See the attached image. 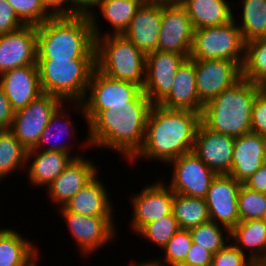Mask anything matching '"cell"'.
Returning a JSON list of instances; mask_svg holds the SVG:
<instances>
[{"instance_id":"7c38bea8","label":"cell","mask_w":266,"mask_h":266,"mask_svg":"<svg viewBox=\"0 0 266 266\" xmlns=\"http://www.w3.org/2000/svg\"><path fill=\"white\" fill-rule=\"evenodd\" d=\"M168 164L173 166L168 183L173 193L205 199L216 174L194 152L182 154Z\"/></svg>"},{"instance_id":"603a6c76","label":"cell","mask_w":266,"mask_h":266,"mask_svg":"<svg viewBox=\"0 0 266 266\" xmlns=\"http://www.w3.org/2000/svg\"><path fill=\"white\" fill-rule=\"evenodd\" d=\"M80 157L83 156L78 153L72 156L64 152L30 149L26 161L29 181L34 187H48L74 159Z\"/></svg>"},{"instance_id":"4316f807","label":"cell","mask_w":266,"mask_h":266,"mask_svg":"<svg viewBox=\"0 0 266 266\" xmlns=\"http://www.w3.org/2000/svg\"><path fill=\"white\" fill-rule=\"evenodd\" d=\"M194 29L225 24L233 19V5L226 0H181ZM232 8V9H231Z\"/></svg>"},{"instance_id":"9c48e42d","label":"cell","mask_w":266,"mask_h":266,"mask_svg":"<svg viewBox=\"0 0 266 266\" xmlns=\"http://www.w3.org/2000/svg\"><path fill=\"white\" fill-rule=\"evenodd\" d=\"M65 104L55 95L42 93L25 108L15 111L11 131L30 150L36 147L52 115Z\"/></svg>"},{"instance_id":"816d5d0a","label":"cell","mask_w":266,"mask_h":266,"mask_svg":"<svg viewBox=\"0 0 266 266\" xmlns=\"http://www.w3.org/2000/svg\"><path fill=\"white\" fill-rule=\"evenodd\" d=\"M252 266H263L260 262H254Z\"/></svg>"},{"instance_id":"f35d334b","label":"cell","mask_w":266,"mask_h":266,"mask_svg":"<svg viewBox=\"0 0 266 266\" xmlns=\"http://www.w3.org/2000/svg\"><path fill=\"white\" fill-rule=\"evenodd\" d=\"M18 18L25 25H40L53 15L46 9L42 0H7Z\"/></svg>"},{"instance_id":"bcb514c9","label":"cell","mask_w":266,"mask_h":266,"mask_svg":"<svg viewBox=\"0 0 266 266\" xmlns=\"http://www.w3.org/2000/svg\"><path fill=\"white\" fill-rule=\"evenodd\" d=\"M243 185L253 191L266 194V162Z\"/></svg>"},{"instance_id":"d4e9b609","label":"cell","mask_w":266,"mask_h":266,"mask_svg":"<svg viewBox=\"0 0 266 266\" xmlns=\"http://www.w3.org/2000/svg\"><path fill=\"white\" fill-rule=\"evenodd\" d=\"M98 174L64 206L84 216H113L110 195Z\"/></svg>"},{"instance_id":"e0dca14e","label":"cell","mask_w":266,"mask_h":266,"mask_svg":"<svg viewBox=\"0 0 266 266\" xmlns=\"http://www.w3.org/2000/svg\"><path fill=\"white\" fill-rule=\"evenodd\" d=\"M234 139L208 129L200 122L192 152L216 175H229L232 165Z\"/></svg>"},{"instance_id":"52a82bcc","label":"cell","mask_w":266,"mask_h":266,"mask_svg":"<svg viewBox=\"0 0 266 266\" xmlns=\"http://www.w3.org/2000/svg\"><path fill=\"white\" fill-rule=\"evenodd\" d=\"M245 44L242 32L233 18L222 25L196 29L189 59H228L242 66Z\"/></svg>"},{"instance_id":"7a4b0ae2","label":"cell","mask_w":266,"mask_h":266,"mask_svg":"<svg viewBox=\"0 0 266 266\" xmlns=\"http://www.w3.org/2000/svg\"><path fill=\"white\" fill-rule=\"evenodd\" d=\"M200 122L201 113L153 104L143 145L130 164L141 158H152L167 165L182 154L191 152Z\"/></svg>"},{"instance_id":"2e32d148","label":"cell","mask_w":266,"mask_h":266,"mask_svg":"<svg viewBox=\"0 0 266 266\" xmlns=\"http://www.w3.org/2000/svg\"><path fill=\"white\" fill-rule=\"evenodd\" d=\"M36 25L23 27L0 35V75L6 71L37 65Z\"/></svg>"},{"instance_id":"b9f144b4","label":"cell","mask_w":266,"mask_h":266,"mask_svg":"<svg viewBox=\"0 0 266 266\" xmlns=\"http://www.w3.org/2000/svg\"><path fill=\"white\" fill-rule=\"evenodd\" d=\"M251 132L266 137V88L256 97L251 114Z\"/></svg>"},{"instance_id":"f1b7e54d","label":"cell","mask_w":266,"mask_h":266,"mask_svg":"<svg viewBox=\"0 0 266 266\" xmlns=\"http://www.w3.org/2000/svg\"><path fill=\"white\" fill-rule=\"evenodd\" d=\"M63 105L64 104H62V106H60L56 110V112L52 115V117H51L46 129L41 134V137H40V140H39L38 144L34 148L35 150H40V151H42V150L43 151H58V152H64V153L70 154L69 151H71L70 150L71 145L66 144V143L64 144V142H62V139H63L62 135L63 136L66 135L68 138H71V135H68V134H70L72 132H73L72 134H74L75 133L74 131L76 130V127L75 128L73 127L74 124L72 123V121L70 119L71 117L66 115L65 112L67 111V109L65 108V105L64 106ZM64 109L66 111H64ZM67 116H68L67 120H64L63 118H65ZM62 120H64V121H62ZM52 139H54L55 143L53 142ZM59 140H61V141H59Z\"/></svg>"},{"instance_id":"ac0fdd59","label":"cell","mask_w":266,"mask_h":266,"mask_svg":"<svg viewBox=\"0 0 266 266\" xmlns=\"http://www.w3.org/2000/svg\"><path fill=\"white\" fill-rule=\"evenodd\" d=\"M164 182L148 184L142 192L132 197L134 217L131 218V227L134 233L144 225L172 213L174 193Z\"/></svg>"},{"instance_id":"7bdbcfd3","label":"cell","mask_w":266,"mask_h":266,"mask_svg":"<svg viewBox=\"0 0 266 266\" xmlns=\"http://www.w3.org/2000/svg\"><path fill=\"white\" fill-rule=\"evenodd\" d=\"M24 25L10 3L7 0H0V35L13 32Z\"/></svg>"},{"instance_id":"d590c367","label":"cell","mask_w":266,"mask_h":266,"mask_svg":"<svg viewBox=\"0 0 266 266\" xmlns=\"http://www.w3.org/2000/svg\"><path fill=\"white\" fill-rule=\"evenodd\" d=\"M179 229L178 221L171 213L144 225L137 234L142 235V238L144 237L162 249Z\"/></svg>"},{"instance_id":"484cf974","label":"cell","mask_w":266,"mask_h":266,"mask_svg":"<svg viewBox=\"0 0 266 266\" xmlns=\"http://www.w3.org/2000/svg\"><path fill=\"white\" fill-rule=\"evenodd\" d=\"M14 228L0 229V266H34L39 251Z\"/></svg>"},{"instance_id":"4dcf8cb0","label":"cell","mask_w":266,"mask_h":266,"mask_svg":"<svg viewBox=\"0 0 266 266\" xmlns=\"http://www.w3.org/2000/svg\"><path fill=\"white\" fill-rule=\"evenodd\" d=\"M142 0H101L98 8L105 20L112 26L109 35H122L129 27L131 19L135 16L137 9L142 5Z\"/></svg>"},{"instance_id":"e575fe53","label":"cell","mask_w":266,"mask_h":266,"mask_svg":"<svg viewBox=\"0 0 266 266\" xmlns=\"http://www.w3.org/2000/svg\"><path fill=\"white\" fill-rule=\"evenodd\" d=\"M189 231L193 243L199 244L213 254L224 248L228 243L225 238L230 237V230L228 228L211 220L192 228ZM223 232H227L228 236L225 237Z\"/></svg>"},{"instance_id":"60d3db41","label":"cell","mask_w":266,"mask_h":266,"mask_svg":"<svg viewBox=\"0 0 266 266\" xmlns=\"http://www.w3.org/2000/svg\"><path fill=\"white\" fill-rule=\"evenodd\" d=\"M100 1L101 0H69V16L89 17L95 38L103 35L102 33H99L100 31L98 29L100 28L97 27L98 19L96 20V18L98 16L92 11L94 7H98Z\"/></svg>"},{"instance_id":"f907efd6","label":"cell","mask_w":266,"mask_h":266,"mask_svg":"<svg viewBox=\"0 0 266 266\" xmlns=\"http://www.w3.org/2000/svg\"><path fill=\"white\" fill-rule=\"evenodd\" d=\"M260 263H261L263 266H266V255H265V257L260 261Z\"/></svg>"},{"instance_id":"1f68e13d","label":"cell","mask_w":266,"mask_h":266,"mask_svg":"<svg viewBox=\"0 0 266 266\" xmlns=\"http://www.w3.org/2000/svg\"><path fill=\"white\" fill-rule=\"evenodd\" d=\"M27 150L10 129L0 130V180L9 174L26 170Z\"/></svg>"},{"instance_id":"44dd1931","label":"cell","mask_w":266,"mask_h":266,"mask_svg":"<svg viewBox=\"0 0 266 266\" xmlns=\"http://www.w3.org/2000/svg\"><path fill=\"white\" fill-rule=\"evenodd\" d=\"M162 4L142 3L123 35L145 55L157 51Z\"/></svg>"},{"instance_id":"8d00e7d4","label":"cell","mask_w":266,"mask_h":266,"mask_svg":"<svg viewBox=\"0 0 266 266\" xmlns=\"http://www.w3.org/2000/svg\"><path fill=\"white\" fill-rule=\"evenodd\" d=\"M266 210V194L253 191L243 184L238 193L240 221L262 219Z\"/></svg>"},{"instance_id":"ba28073f","label":"cell","mask_w":266,"mask_h":266,"mask_svg":"<svg viewBox=\"0 0 266 266\" xmlns=\"http://www.w3.org/2000/svg\"><path fill=\"white\" fill-rule=\"evenodd\" d=\"M88 89L90 91H87L82 102H72L77 111H82L87 124L109 105L127 104L142 92L138 85L109 78L97 69L92 73Z\"/></svg>"},{"instance_id":"5b68a950","label":"cell","mask_w":266,"mask_h":266,"mask_svg":"<svg viewBox=\"0 0 266 266\" xmlns=\"http://www.w3.org/2000/svg\"><path fill=\"white\" fill-rule=\"evenodd\" d=\"M43 93L68 102H82L88 91L96 59H37Z\"/></svg>"},{"instance_id":"cb8c5ba5","label":"cell","mask_w":266,"mask_h":266,"mask_svg":"<svg viewBox=\"0 0 266 266\" xmlns=\"http://www.w3.org/2000/svg\"><path fill=\"white\" fill-rule=\"evenodd\" d=\"M169 109L203 110L196 89L195 65L188 58L178 68L171 91L158 103Z\"/></svg>"},{"instance_id":"d6986e66","label":"cell","mask_w":266,"mask_h":266,"mask_svg":"<svg viewBox=\"0 0 266 266\" xmlns=\"http://www.w3.org/2000/svg\"><path fill=\"white\" fill-rule=\"evenodd\" d=\"M266 162V137L248 132L234 139L229 175L244 184Z\"/></svg>"},{"instance_id":"8fae6325","label":"cell","mask_w":266,"mask_h":266,"mask_svg":"<svg viewBox=\"0 0 266 266\" xmlns=\"http://www.w3.org/2000/svg\"><path fill=\"white\" fill-rule=\"evenodd\" d=\"M59 209L76 245L85 255L98 251L99 248L115 239L117 230L114 216H84L69 211L64 206Z\"/></svg>"},{"instance_id":"83f0119b","label":"cell","mask_w":266,"mask_h":266,"mask_svg":"<svg viewBox=\"0 0 266 266\" xmlns=\"http://www.w3.org/2000/svg\"><path fill=\"white\" fill-rule=\"evenodd\" d=\"M230 237L243 253H246L244 248L250 251L248 256L252 261L260 262L265 257L266 222L263 219L239 221L230 231Z\"/></svg>"},{"instance_id":"ee69618b","label":"cell","mask_w":266,"mask_h":266,"mask_svg":"<svg viewBox=\"0 0 266 266\" xmlns=\"http://www.w3.org/2000/svg\"><path fill=\"white\" fill-rule=\"evenodd\" d=\"M213 253L199 244L192 243L184 263L181 266H208L211 265Z\"/></svg>"},{"instance_id":"3957f363","label":"cell","mask_w":266,"mask_h":266,"mask_svg":"<svg viewBox=\"0 0 266 266\" xmlns=\"http://www.w3.org/2000/svg\"><path fill=\"white\" fill-rule=\"evenodd\" d=\"M36 28L37 59H96L89 17L53 16Z\"/></svg>"},{"instance_id":"6da1fadb","label":"cell","mask_w":266,"mask_h":266,"mask_svg":"<svg viewBox=\"0 0 266 266\" xmlns=\"http://www.w3.org/2000/svg\"><path fill=\"white\" fill-rule=\"evenodd\" d=\"M152 105L143 91L132 102L109 105L87 124L83 146L113 149L130 161L143 145Z\"/></svg>"},{"instance_id":"30bf717a","label":"cell","mask_w":266,"mask_h":266,"mask_svg":"<svg viewBox=\"0 0 266 266\" xmlns=\"http://www.w3.org/2000/svg\"><path fill=\"white\" fill-rule=\"evenodd\" d=\"M195 65L196 89L203 105L242 79V66L228 59H190Z\"/></svg>"},{"instance_id":"836d02e7","label":"cell","mask_w":266,"mask_h":266,"mask_svg":"<svg viewBox=\"0 0 266 266\" xmlns=\"http://www.w3.org/2000/svg\"><path fill=\"white\" fill-rule=\"evenodd\" d=\"M242 78L266 88V37L245 44Z\"/></svg>"},{"instance_id":"681fc988","label":"cell","mask_w":266,"mask_h":266,"mask_svg":"<svg viewBox=\"0 0 266 266\" xmlns=\"http://www.w3.org/2000/svg\"><path fill=\"white\" fill-rule=\"evenodd\" d=\"M143 3H152V4H173L179 2V0H142Z\"/></svg>"},{"instance_id":"d6a6232c","label":"cell","mask_w":266,"mask_h":266,"mask_svg":"<svg viewBox=\"0 0 266 266\" xmlns=\"http://www.w3.org/2000/svg\"><path fill=\"white\" fill-rule=\"evenodd\" d=\"M242 20L237 21L233 16L236 24L242 32L245 43L266 37V0H242Z\"/></svg>"},{"instance_id":"9a60e30c","label":"cell","mask_w":266,"mask_h":266,"mask_svg":"<svg viewBox=\"0 0 266 266\" xmlns=\"http://www.w3.org/2000/svg\"><path fill=\"white\" fill-rule=\"evenodd\" d=\"M241 185L230 175H216L205 197L210 220L230 231L240 221L238 193Z\"/></svg>"},{"instance_id":"8992f818","label":"cell","mask_w":266,"mask_h":266,"mask_svg":"<svg viewBox=\"0 0 266 266\" xmlns=\"http://www.w3.org/2000/svg\"><path fill=\"white\" fill-rule=\"evenodd\" d=\"M96 69L109 78L145 84L146 55L122 35L95 38Z\"/></svg>"},{"instance_id":"f5cc1de1","label":"cell","mask_w":266,"mask_h":266,"mask_svg":"<svg viewBox=\"0 0 266 266\" xmlns=\"http://www.w3.org/2000/svg\"><path fill=\"white\" fill-rule=\"evenodd\" d=\"M265 222H266V210L264 212L263 218H262Z\"/></svg>"},{"instance_id":"4fadbf2b","label":"cell","mask_w":266,"mask_h":266,"mask_svg":"<svg viewBox=\"0 0 266 266\" xmlns=\"http://www.w3.org/2000/svg\"><path fill=\"white\" fill-rule=\"evenodd\" d=\"M194 27L186 8L180 3L162 4V23L158 51L184 55L187 59L192 47Z\"/></svg>"},{"instance_id":"7dc6e473","label":"cell","mask_w":266,"mask_h":266,"mask_svg":"<svg viewBox=\"0 0 266 266\" xmlns=\"http://www.w3.org/2000/svg\"><path fill=\"white\" fill-rule=\"evenodd\" d=\"M42 2L53 16H69V0H42Z\"/></svg>"},{"instance_id":"7402d4cb","label":"cell","mask_w":266,"mask_h":266,"mask_svg":"<svg viewBox=\"0 0 266 266\" xmlns=\"http://www.w3.org/2000/svg\"><path fill=\"white\" fill-rule=\"evenodd\" d=\"M98 174L97 166L84 157L76 158L48 186L49 198L59 207L70 199Z\"/></svg>"},{"instance_id":"277c9868","label":"cell","mask_w":266,"mask_h":266,"mask_svg":"<svg viewBox=\"0 0 266 266\" xmlns=\"http://www.w3.org/2000/svg\"><path fill=\"white\" fill-rule=\"evenodd\" d=\"M263 89L242 78L203 106L201 122L212 131L233 138L251 132L252 107Z\"/></svg>"},{"instance_id":"ffe728a7","label":"cell","mask_w":266,"mask_h":266,"mask_svg":"<svg viewBox=\"0 0 266 266\" xmlns=\"http://www.w3.org/2000/svg\"><path fill=\"white\" fill-rule=\"evenodd\" d=\"M0 77V85L14 111L25 108L43 93L37 65L15 68Z\"/></svg>"},{"instance_id":"ab89813d","label":"cell","mask_w":266,"mask_h":266,"mask_svg":"<svg viewBox=\"0 0 266 266\" xmlns=\"http://www.w3.org/2000/svg\"><path fill=\"white\" fill-rule=\"evenodd\" d=\"M232 242L213 254L212 266H252L254 261Z\"/></svg>"},{"instance_id":"5bb4252c","label":"cell","mask_w":266,"mask_h":266,"mask_svg":"<svg viewBox=\"0 0 266 266\" xmlns=\"http://www.w3.org/2000/svg\"><path fill=\"white\" fill-rule=\"evenodd\" d=\"M186 59L181 54L158 50L146 55V77L142 91L153 104H158L171 91L176 72Z\"/></svg>"},{"instance_id":"f546056e","label":"cell","mask_w":266,"mask_h":266,"mask_svg":"<svg viewBox=\"0 0 266 266\" xmlns=\"http://www.w3.org/2000/svg\"><path fill=\"white\" fill-rule=\"evenodd\" d=\"M172 213L180 229L190 230L210 220L205 199L174 193Z\"/></svg>"},{"instance_id":"f6af8a7d","label":"cell","mask_w":266,"mask_h":266,"mask_svg":"<svg viewBox=\"0 0 266 266\" xmlns=\"http://www.w3.org/2000/svg\"><path fill=\"white\" fill-rule=\"evenodd\" d=\"M15 111L0 85V130L11 129Z\"/></svg>"},{"instance_id":"74e56055","label":"cell","mask_w":266,"mask_h":266,"mask_svg":"<svg viewBox=\"0 0 266 266\" xmlns=\"http://www.w3.org/2000/svg\"><path fill=\"white\" fill-rule=\"evenodd\" d=\"M192 243L190 231L179 229L162 248L166 253L163 256L164 260L162 259V263H165V266H181Z\"/></svg>"},{"instance_id":"c3c4849f","label":"cell","mask_w":266,"mask_h":266,"mask_svg":"<svg viewBox=\"0 0 266 266\" xmlns=\"http://www.w3.org/2000/svg\"><path fill=\"white\" fill-rule=\"evenodd\" d=\"M139 264H134L132 266H165L160 260H148L143 262H138ZM131 266V265H130Z\"/></svg>"}]
</instances>
